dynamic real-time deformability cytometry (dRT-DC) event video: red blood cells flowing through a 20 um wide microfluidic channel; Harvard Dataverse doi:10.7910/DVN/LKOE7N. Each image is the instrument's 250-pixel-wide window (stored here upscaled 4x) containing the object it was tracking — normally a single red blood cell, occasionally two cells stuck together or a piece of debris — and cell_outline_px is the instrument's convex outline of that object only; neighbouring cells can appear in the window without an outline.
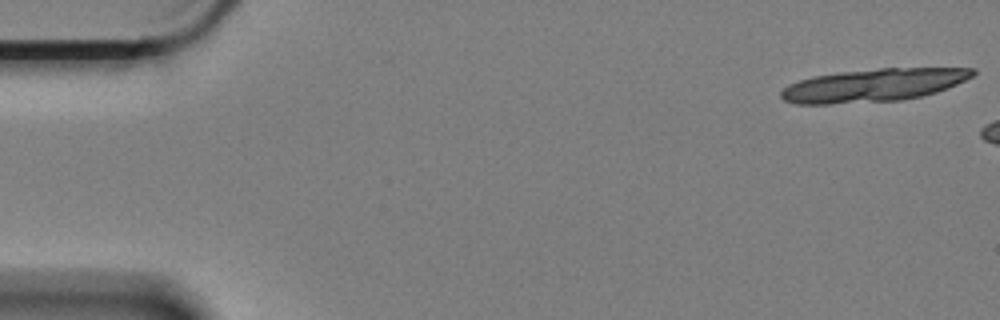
{"species": "Egyptian fruit bat (a non-hibernating species)", "species_latin": "Rousettus aegyptiacus", "temperature_condition": "cold", "stored_images_in_passage": 7, "camera_frame_rate_fps": 3000, "um_per_image_px": 0.085, "animal": {"sex": "female"}, "frame": {"image": 1, "passage_image": 1, "time_ms": 0.0, "image_size_px": [1000, 320], "cell_outline_px": [[976, 72], [972, 76], [956, 84], [936, 92], [920, 96], [900, 100], [828, 104], [796, 104], [784, 100], [780, 96], [780, 92], [788, 84], [800, 80], [816, 76], [840, 72], [880, 68], [976, 68]], "centroid_in_image_um": [74.22, 7.24], "position_along_channel_um": 10.8, "area_um2": 36.47}}